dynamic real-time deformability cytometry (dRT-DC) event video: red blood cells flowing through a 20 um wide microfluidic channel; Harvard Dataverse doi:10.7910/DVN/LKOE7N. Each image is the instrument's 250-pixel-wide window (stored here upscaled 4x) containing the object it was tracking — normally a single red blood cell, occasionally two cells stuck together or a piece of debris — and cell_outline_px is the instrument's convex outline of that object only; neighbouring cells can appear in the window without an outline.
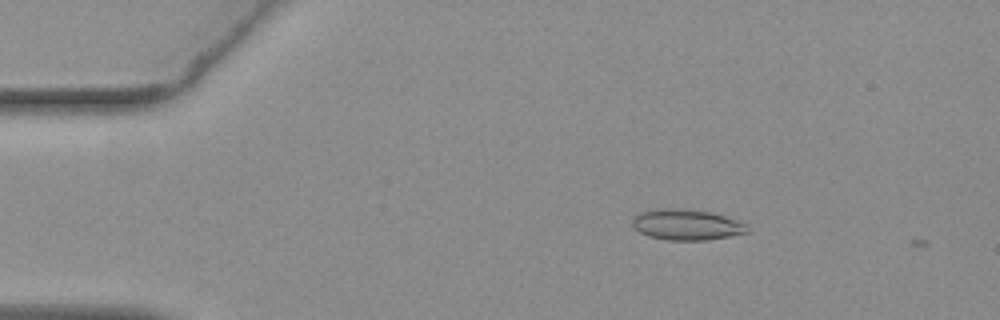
{"species": "common noctule bat (a hibernating species)", "species_latin": "Nyctalus noctula", "temperature_condition": "warm", "stored_images_in_passage": 4, "camera_frame_rate_fps": 3000, "um_per_image_px": 0.085, "animal": {"sex": "female", "body_mass_g": 19.3, "forearm_length_mm": 54.1}, "frame": {"image": 1, "passage_image": 2, "time_ms": 0.333, "image_size_px": [1000, 320], "cell_outline_px": [[748, 232], [708, 240], [668, 240], [648, 236], [632, 228], [632, 220], [640, 212], [656, 208], [680, 208], [712, 212], [748, 224]], "centroid_in_image_um": [58.33, 19.09], "position_along_channel_um": 26.7, "area_um2": 20.69}}